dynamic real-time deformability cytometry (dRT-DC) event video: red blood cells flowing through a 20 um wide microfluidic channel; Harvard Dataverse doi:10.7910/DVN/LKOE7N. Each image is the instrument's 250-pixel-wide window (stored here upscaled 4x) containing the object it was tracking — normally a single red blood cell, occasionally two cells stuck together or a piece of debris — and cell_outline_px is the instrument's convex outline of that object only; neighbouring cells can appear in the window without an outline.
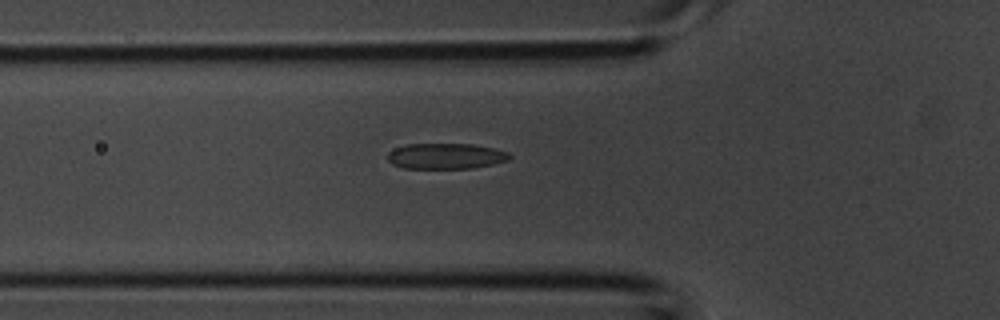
{"species": "common noctule bat (a hibernating species)", "species_latin": "Nyctalus noctula", "temperature_condition": "room temperature", "stored_images_in_passage": 4, "camera_frame_rate_fps": 3000, "um_per_image_px": 0.085, "animal": {"sex": "male", "body_mass_g": 20.1, "forearm_length_mm": 53.5}, "frame": {"image": 1, "passage_image": 4, "time_ms": 1.0, "image_size_px": [1000, 320], "cell_outline_px": [[512, 156], [508, 160], [492, 164], [472, 168], [404, 168], [392, 164], [388, 160], [388, 152], [404, 144], [472, 144], [496, 148], [508, 152]], "centroid_in_image_um": [37.9, 13.26], "position_along_channel_um": 87.9, "area_um2": 18.26}}